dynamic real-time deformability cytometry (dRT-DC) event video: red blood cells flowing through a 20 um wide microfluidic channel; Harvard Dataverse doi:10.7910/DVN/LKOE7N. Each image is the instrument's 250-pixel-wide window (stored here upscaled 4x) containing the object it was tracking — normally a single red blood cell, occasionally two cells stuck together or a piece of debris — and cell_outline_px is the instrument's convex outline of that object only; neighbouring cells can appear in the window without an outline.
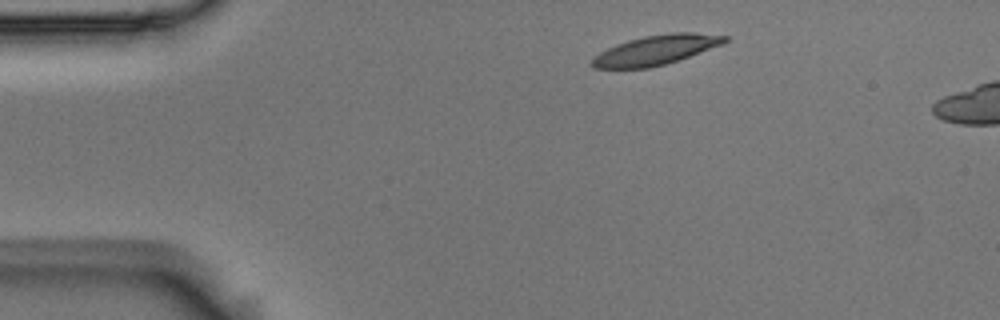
{"species": "Egyptian fruit bat (a non-hibernating species)", "species_latin": "Rousettus aegyptiacus", "temperature_condition": "room temperature", "stored_images_in_passage": 4, "camera_frame_rate_fps": 3000, "um_per_image_px": 0.085, "animal": {"sex": "male"}, "frame": {"image": 1, "passage_image": 1, "time_ms": 0.0, "image_size_px": [1000, 320], "cell_outline_px": [[728, 40], [720, 44], [688, 56], [664, 64], [648, 68], [592, 68], [588, 64], [592, 56], [616, 44], [628, 40], [644, 36], [668, 32], [692, 32], [728, 36]], "centroid_in_image_um": [55.65, 4.25], "position_along_channel_um": 29.4, "area_um2": 22.72}}
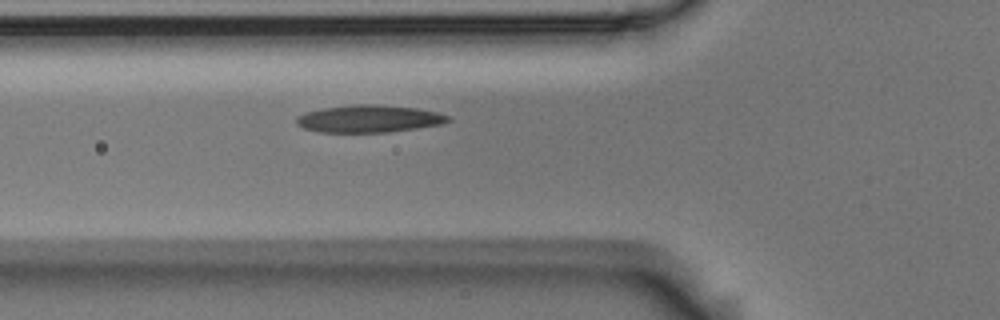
{"frame": {"image": 2, "passage_image": 4, "time_ms": 1.0, "image_size_px": [1000, 320], "cell_outline_px": [[452, 120], [444, 124], [388, 132], [320, 132], [304, 128], [296, 124], [296, 116], [308, 112], [324, 108], [352, 104], [376, 104], [416, 108], [436, 112], [448, 116]], "centroid_in_image_um": [31.37, 10.09], "position_along_channel_um": 94.4, "area_um2": 24.1}}